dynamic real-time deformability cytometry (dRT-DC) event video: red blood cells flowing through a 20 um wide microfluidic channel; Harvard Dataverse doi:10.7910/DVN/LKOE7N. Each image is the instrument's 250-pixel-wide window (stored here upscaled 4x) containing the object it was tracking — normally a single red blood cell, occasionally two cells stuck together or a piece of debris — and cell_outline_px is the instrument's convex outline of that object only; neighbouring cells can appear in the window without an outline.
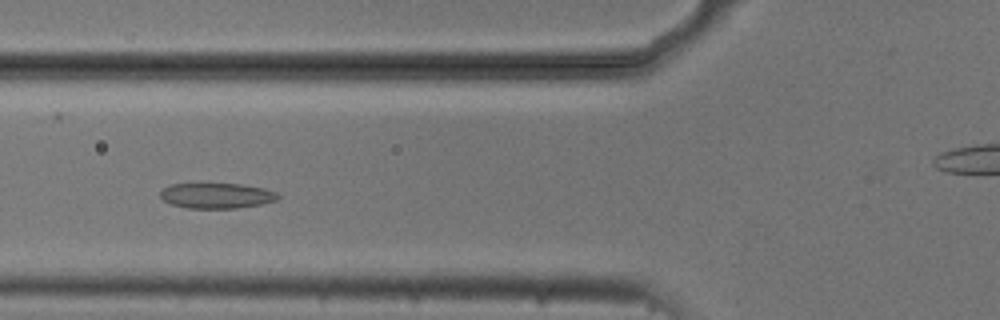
{"species": "common noctule bat (a hibernating species)", "species_latin": "Nyctalus noctula", "temperature_condition": "cold", "stored_images_in_passage": 53, "camera_frame_rate_fps": 3000, "um_per_image_px": 0.085, "animal": {"sex": "male", "body_mass_g": 20.5, "forearm_length_mm": 52.5}, "frame": {"image": 1, "passage_image": 18, "time_ms": 5.667, "image_size_px": [1000, 320], "cell_outline_px": [[280, 196], [276, 200], [260, 204], [236, 208], [188, 208], [172, 204], [164, 200], [160, 196], [160, 192], [168, 184], [240, 184], [264, 188], [276, 192]], "centroid_in_image_um": [18.41, 16.63], "position_along_channel_um": 107.4, "area_um2": 17.22}}
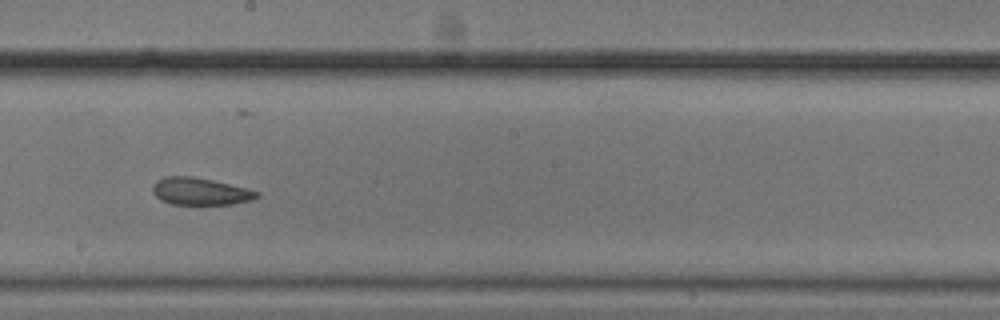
{"frame": {"image": 2, "passage_image": 28, "time_ms": 9.0, "image_size_px": [1000, 320], "cell_outline_px": [[260, 196], [252, 200], [232, 204], [172, 204], [160, 200], [152, 192], [152, 184], [156, 180], [164, 176], [192, 176], [212, 180], [248, 188], [260, 192]], "centroid_in_image_um": [17.01, 16.26], "position_along_channel_um": 231.2, "area_um2": 16.7}}
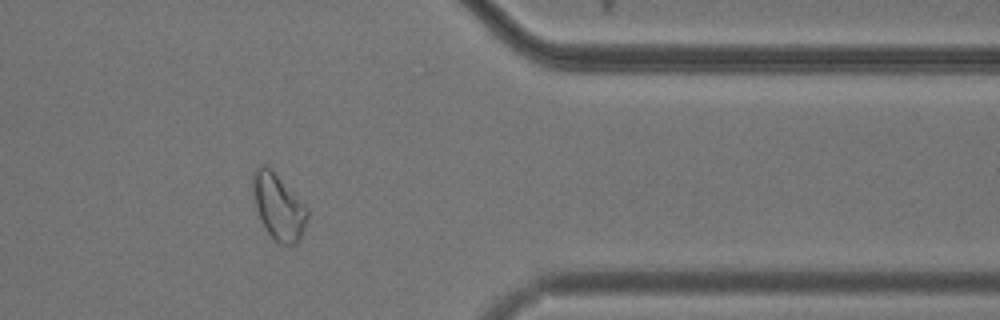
{"frame": {"image": 3, "passage_image": 42, "time_ms": 13.667, "image_size_px": [1000, 320], "cell_outline_px": [[308, 216], [300, 240], [296, 244], [280, 244], [268, 232], [260, 220], [256, 208], [252, 188], [252, 172], [260, 164], [268, 164], [272, 168], [308, 208]], "centroid_in_image_um": [23.65, 17.52], "position_along_channel_um": 387.7, "area_um2": 21.1}, "authors_computed_cell_mechanics": {"area_um2": 20.0566, "velocity_mm_per_s": 3.7029, "shape_relaxation_time_tau1_ms": null, "shape_relaxation_time_tau2_ms": 2.678, "deformation_change_tau1": null, "deformation_change_tau2": 0.0857}}